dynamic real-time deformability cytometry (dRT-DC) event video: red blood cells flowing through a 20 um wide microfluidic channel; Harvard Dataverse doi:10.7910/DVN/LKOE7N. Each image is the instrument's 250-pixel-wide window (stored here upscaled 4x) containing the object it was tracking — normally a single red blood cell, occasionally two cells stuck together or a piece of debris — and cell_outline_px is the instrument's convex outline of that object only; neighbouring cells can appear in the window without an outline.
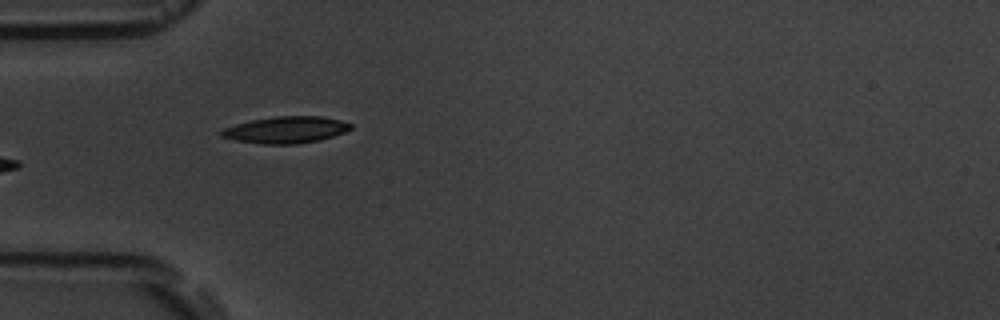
{"species": "common noctule bat (a hibernating species)", "species_latin": "Nyctalus noctula", "temperature_condition": "room temperature", "stored_images_in_passage": 3, "camera_frame_rate_fps": 3000, "um_per_image_px": 0.085, "animal": {"sex": "male", "body_mass_g": 19.5, "forearm_length_mm": 54.6}, "frame": {"image": 1, "passage_image": 2, "time_ms": 1.333, "image_size_px": [1000, 320], "cell_outline_px": [[352, 128], [344, 132], [320, 140], [296, 144], [260, 144], [236, 140], [220, 136], [220, 132], [224, 128], [236, 124], [252, 120], [276, 116], [320, 116], [340, 120], [352, 124]], "centroid_in_image_um": [24.3, 11.03], "position_along_channel_um": 60.7, "area_um2": 20.0}}
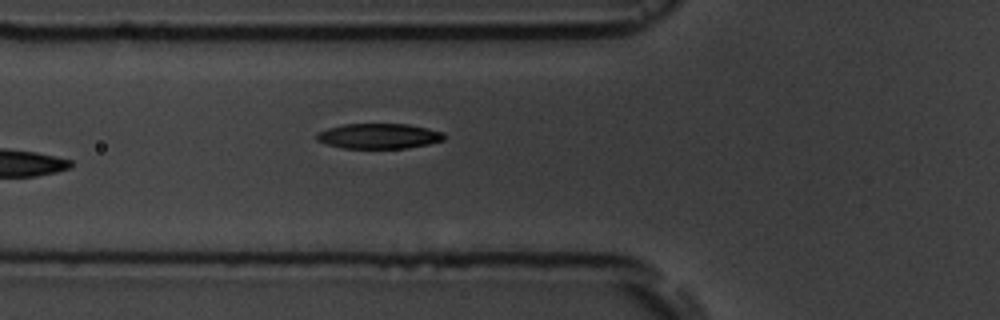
{"frame": {"image": 2, "passage_image": 3, "time_ms": 2.333, "image_size_px": [1000, 320], "cell_outline_px": [[444, 140], [428, 144], [408, 148], [344, 148], [328, 144], [316, 140], [316, 132], [328, 128], [344, 124], [408, 124], [444, 132]], "centroid_in_image_um": [32.2, 11.56], "position_along_channel_um": 93.6, "area_um2": 18.67}}